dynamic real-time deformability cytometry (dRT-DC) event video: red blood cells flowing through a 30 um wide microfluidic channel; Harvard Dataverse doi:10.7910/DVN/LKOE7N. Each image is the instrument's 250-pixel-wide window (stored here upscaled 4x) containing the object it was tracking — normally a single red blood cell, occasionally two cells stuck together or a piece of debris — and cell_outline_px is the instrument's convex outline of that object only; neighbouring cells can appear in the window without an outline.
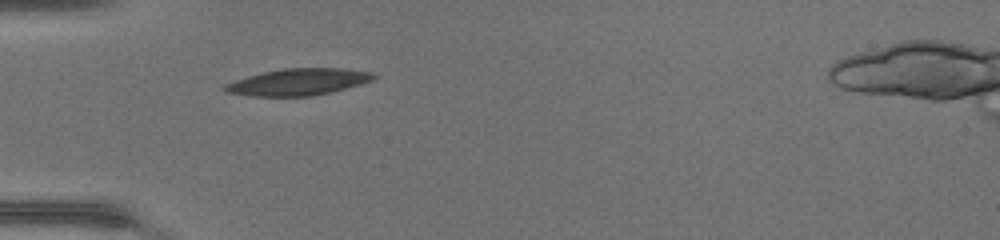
{"species": "common noctule bat (a hibernating species)", "species_latin": "Nyctalus noctula", "temperature_condition": "warm", "stored_images_in_passage": 34, "camera_frame_rate_fps": 3000, "um_per_image_px": 0.085, "animal": {"sex": "female", "body_mass_g": 17.0, "forearm_length_mm": 48.0}, "frame": {"image": 1, "passage_image": 1, "time_ms": 0.0, "image_size_px": [1000, 240], "cell_outline_px": [[376, 76], [372, 80], [360, 84], [332, 92], [312, 96], [252, 96], [228, 92], [224, 88], [224, 84], [248, 76], [264, 72], [284, 68], [340, 68], [372, 72]], "centroid_in_image_um": [25.37, 6.96], "position_along_channel_um": 59.6, "area_um2": 22.89}}
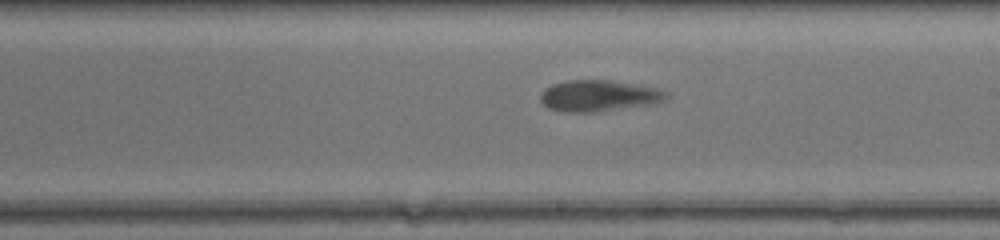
{"frame": {"image": 2, "passage_image": 14, "time_ms": 4.333, "image_size_px": [1000, 240], "cell_outline_px": [[668, 96], [664, 100], [652, 104], [596, 112], [564, 112], [548, 108], [540, 100], [540, 92], [544, 88], [552, 84], [568, 80], [608, 80], [640, 84], [656, 88], [668, 92]], "centroid_in_image_um": [50.88, 8.13], "position_along_channel_um": 238.1, "area_um2": 23.12}}
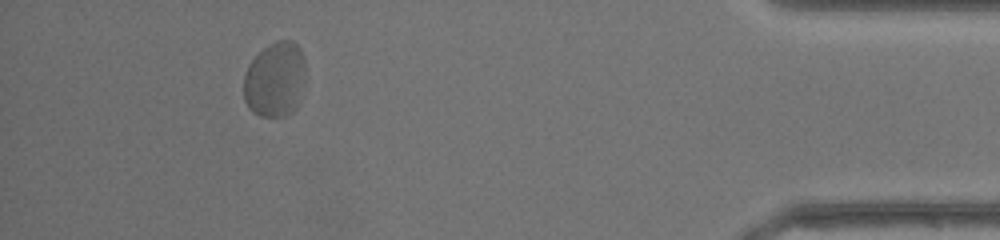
{"frame": {"image": 3, "passage_image": 30, "time_ms": 9.667, "image_size_px": [1000, 240], "cell_outline_px": [[304, 68], [296, 108], [288, 116], [260, 116], [252, 112], [248, 108], [244, 100], [244, 76], [252, 60], [264, 48], [276, 40], [292, 40], [300, 48], [304, 56]], "centroid_in_image_um": [23.35, 6.76], "position_along_channel_um": 411.9, "area_um2": 26.7}, "authors_computed_cell_mechanics": {"area_um2": 23.2645, "velocity_mm_per_s": 4.2651, "shape_relaxation_time_tau1_ms": 5.7344, "shape_relaxation_time_tau2_ms": null, "deformation_change_tau1": 0.1833, "deformation_change_tau2": null}}